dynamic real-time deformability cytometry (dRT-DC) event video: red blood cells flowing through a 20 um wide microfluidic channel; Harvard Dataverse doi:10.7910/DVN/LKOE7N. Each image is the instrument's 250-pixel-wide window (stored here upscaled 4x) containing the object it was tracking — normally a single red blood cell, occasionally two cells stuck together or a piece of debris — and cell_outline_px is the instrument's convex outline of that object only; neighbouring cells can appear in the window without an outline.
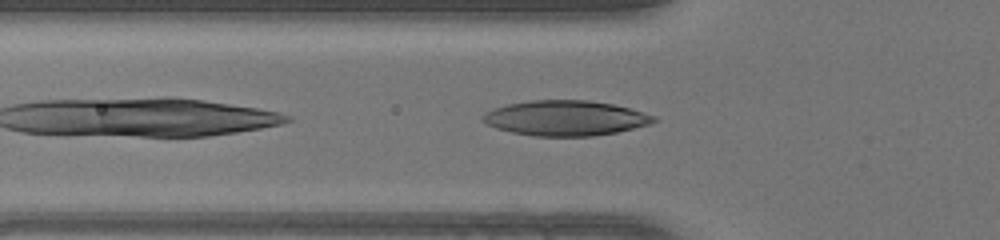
{"species": "human", "species_latin": "Homo sapiens", "temperature_condition": "warm", "stored_images_in_passage": 36, "camera_frame_rate_fps": 3000, "um_per_image_px": 0.085, "donor": {"sex": "female"}, "frame": {"image": 1, "passage_image": 4, "time_ms": 1.0, "image_size_px": [1000, 240], "cell_outline_px": [[660, 120], [648, 124], [616, 132], [592, 136], [532, 136], [512, 132], [496, 128], [480, 120], [480, 116], [496, 108], [508, 104], [532, 100], [588, 100], [612, 104], [628, 108], [656, 116]], "centroid_in_image_um": [48.06, 10.04], "position_along_channel_um": 77.7, "area_um2": 34.8}}
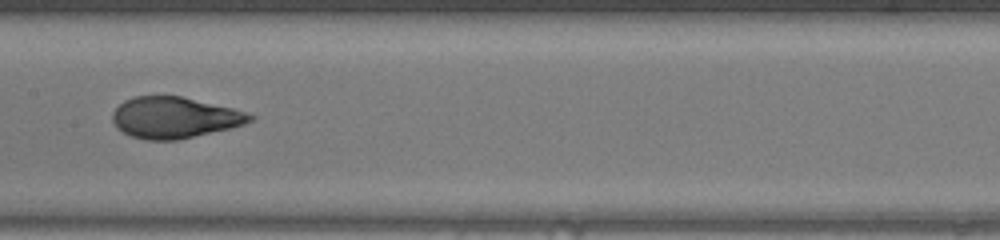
{"frame": {"image": 2, "passage_image": 12, "time_ms": 3.667, "image_size_px": [1000, 240], "cell_outline_px": [[256, 116], [252, 120], [244, 124], [228, 128], [176, 140], [144, 140], [132, 136], [116, 128], [112, 120], [112, 112], [124, 100], [136, 96], [180, 96], [232, 108]], "centroid_in_image_um": [14.78, 9.99], "position_along_channel_um": 192.6, "area_um2": 32.6}}
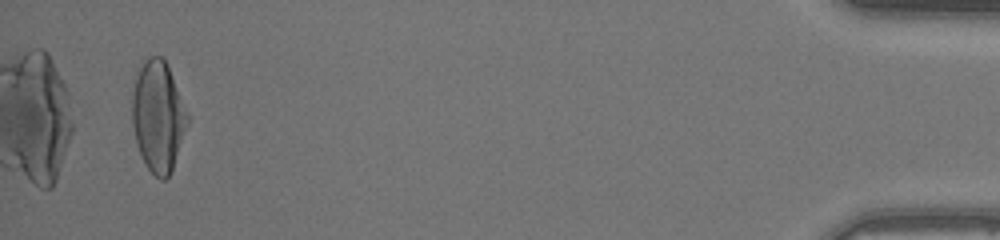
{"frame": {"image": 3, "passage_image": 34, "time_ms": 11.0, "image_size_px": [1000, 240], "cell_outline_px": [[188, 124], [172, 172], [164, 180], [160, 180], [144, 164], [136, 144], [132, 124], [132, 96], [136, 76], [140, 68], [148, 56], [160, 56], [164, 60], [168, 68], [188, 116]], "centroid_in_image_um": [13.42, 9.95], "position_along_channel_um": 421.8, "area_um2": 35.32}, "authors_computed_cell_mechanics": {"area_um2": 34.0153, "velocity_mm_per_s": 4.2942, "shape_relaxation_time_tau1_ms": 4.4894, "shape_relaxation_time_tau2_ms": 0.7398, "deformation_change_tau1": 0.2228, "deformation_change_tau2": 0.0584}}